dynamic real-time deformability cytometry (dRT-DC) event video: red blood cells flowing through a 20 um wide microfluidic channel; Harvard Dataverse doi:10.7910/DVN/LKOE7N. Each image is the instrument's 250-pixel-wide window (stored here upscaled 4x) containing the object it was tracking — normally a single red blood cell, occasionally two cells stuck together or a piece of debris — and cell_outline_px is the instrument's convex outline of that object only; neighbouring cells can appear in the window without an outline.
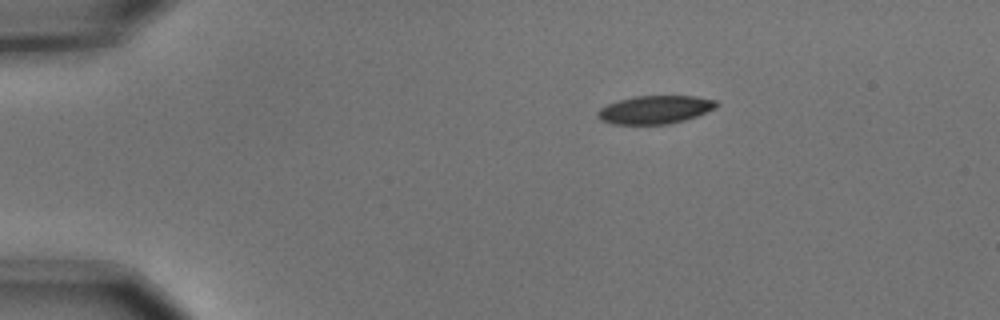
{"species": "common noctule bat (a hibernating species)", "species_latin": "Nyctalus noctula", "temperature_condition": "cold", "stored_images_in_passage": 3, "camera_frame_rate_fps": 3000, "um_per_image_px": 0.085, "animal": {"sex": "male", "body_mass_g": 15.6}, "frame": {"image": 1, "passage_image": 1, "time_ms": 0.0, "image_size_px": [1000, 320], "cell_outline_px": [[720, 104], [716, 108], [696, 116], [684, 120], [668, 124], [612, 124], [600, 120], [596, 116], [596, 112], [600, 108], [608, 104], [620, 100], [636, 96], [696, 96], [716, 100]], "centroid_in_image_um": [55.68, 9.32], "position_along_channel_um": 29.3, "area_um2": 19.54}}